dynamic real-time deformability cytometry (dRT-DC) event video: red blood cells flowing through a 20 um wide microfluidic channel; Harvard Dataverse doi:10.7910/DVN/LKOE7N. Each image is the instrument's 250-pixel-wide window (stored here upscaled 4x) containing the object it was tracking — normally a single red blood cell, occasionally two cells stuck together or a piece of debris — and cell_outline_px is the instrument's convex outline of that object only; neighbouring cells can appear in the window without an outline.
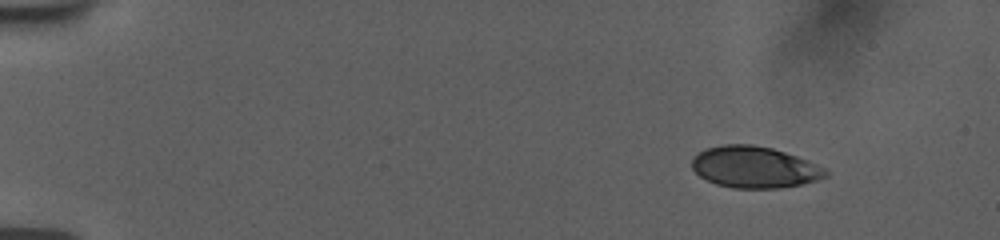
{"species": "human", "species_latin": "Homo sapiens", "temperature_condition": "room temperature", "stored_images_in_passage": 50, "camera_frame_rate_fps": 3000, "um_per_image_px": 0.085, "donor": {"sex": "female"}, "frame": {"image": 1, "passage_image": 1, "time_ms": 0.0, "image_size_px": [1000, 240], "cell_outline_px": [[828, 176], [820, 180], [780, 188], [732, 188], [716, 184], [700, 176], [692, 168], [692, 156], [704, 148], [724, 144], [752, 144], [772, 148], [808, 160], [824, 168], [828, 172]], "centroid_in_image_um": [64.12, 14.2], "position_along_channel_um": 20.9, "area_um2": 32.48}}
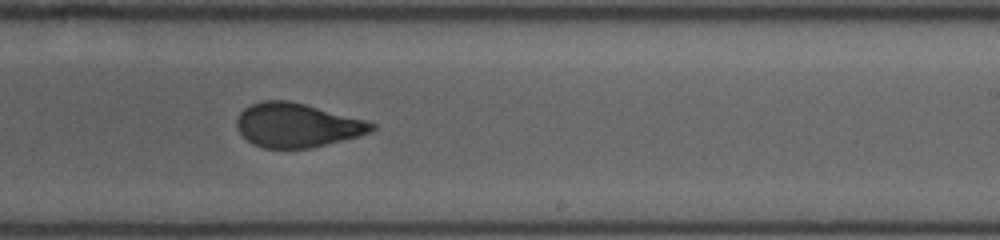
{"frame": {"image": 2, "passage_image": 30, "time_ms": 9.667, "image_size_px": [1000, 240], "cell_outline_px": [[376, 128], [372, 132], [312, 148], [264, 148], [252, 144], [236, 128], [236, 120], [240, 112], [244, 108], [252, 104], [264, 100], [288, 100], [304, 104], [364, 120], [376, 124]], "centroid_in_image_um": [25.22, 10.65], "position_along_channel_um": 263.8, "area_um2": 34.39}}
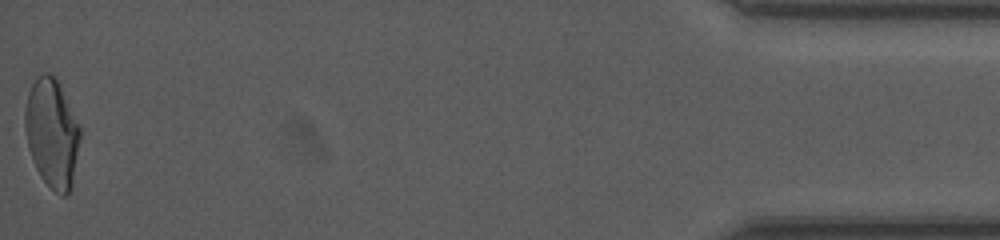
{"frame": {"image": 3, "passage_image": 50, "time_ms": 16.333, "image_size_px": [1000, 240], "cell_outline_px": [[80, 136], [72, 188], [64, 196], [60, 196], [40, 176], [36, 168], [28, 148], [24, 128], [24, 112], [28, 92], [36, 76], [44, 72], [48, 72], [56, 76], [60, 80], [80, 128]], "centroid_in_image_um": [4.41, 11.25], "position_along_channel_um": 430.8, "area_um2": 35.37}, "authors_computed_cell_mechanics": {"area_um2": 34.4199, "velocity_mm_per_s": 3.7687, "shape_relaxation_time_tau1_ms": 5.3784, "shape_relaxation_time_tau2_ms": 0.7824, "deformation_change_tau1": 0.17, "deformation_change_tau2": 0.0642}}